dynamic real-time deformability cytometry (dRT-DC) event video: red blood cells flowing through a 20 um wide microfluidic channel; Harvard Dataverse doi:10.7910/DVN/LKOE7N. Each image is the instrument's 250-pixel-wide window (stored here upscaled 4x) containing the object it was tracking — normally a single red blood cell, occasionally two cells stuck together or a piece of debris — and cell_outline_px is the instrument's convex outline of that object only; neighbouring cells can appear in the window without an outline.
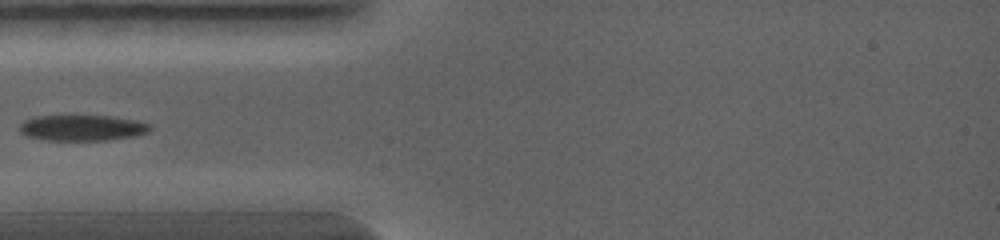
{"species": "common noctule bat (a hibernating species)", "species_latin": "Nyctalus noctula", "temperature_condition": "warm", "stored_images_in_passage": 2, "camera_frame_rate_fps": 5000, "um_per_image_px": 0.085, "animal": {"sex": "female", "body_mass_g": 19.0, "forearm_length_mm": 56.7}, "frame": {"image": 1, "passage_image": 2, "time_ms": 1.0, "image_size_px": [1000, 240], "cell_outline_px": [[152, 128], [148, 132], [136, 136], [108, 140], [48, 140], [28, 136], [20, 132], [20, 124], [24, 120], [36, 116], [112, 116], [136, 120], [148, 124]], "centroid_in_image_um": [7.01, 10.87], "position_along_channel_um": 78.0, "area_um2": 19.54}}